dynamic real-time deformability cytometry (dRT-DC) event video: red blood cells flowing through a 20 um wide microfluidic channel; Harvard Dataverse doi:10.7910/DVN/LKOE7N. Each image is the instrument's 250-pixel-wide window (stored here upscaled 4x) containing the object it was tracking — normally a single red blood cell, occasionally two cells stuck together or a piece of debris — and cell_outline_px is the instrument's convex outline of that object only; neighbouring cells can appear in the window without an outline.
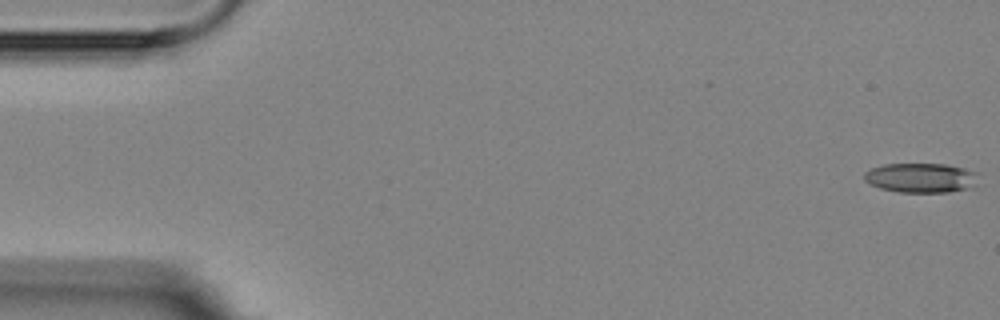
{"species": "Egyptian fruit bat (a non-hibernating species)", "species_latin": "Rousettus aegyptiacus", "temperature_condition": "room temperature", "stored_images_in_passage": 6, "camera_frame_rate_fps": 3000, "um_per_image_px": 0.085, "animal": {"sex": "female"}, "frame": {"image": 1, "passage_image": 1, "time_ms": 0.0, "image_size_px": [1000, 320], "cell_outline_px": [[980, 172], [968, 188], [948, 192], [900, 192], [880, 188], [864, 180], [864, 172], [872, 168], [884, 164], [944, 164], [964, 168]], "centroid_in_image_um": [78.25, 15.1], "position_along_channel_um": 6.8, "area_um2": 19.42}}
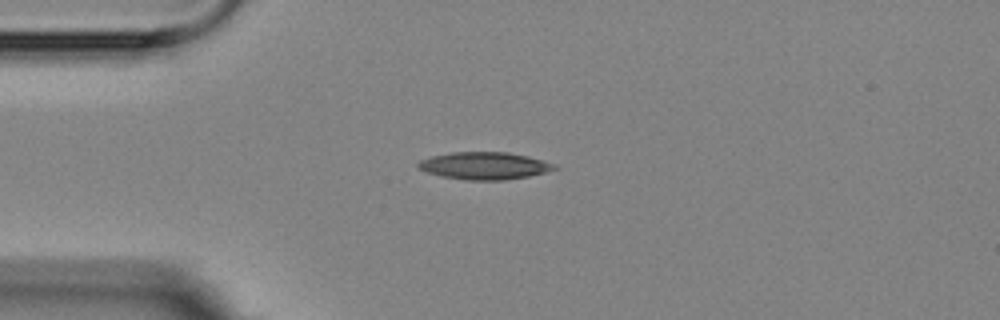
{"frame": {"image": 2, "passage_image": 5, "time_ms": 4.333, "image_size_px": [1000, 320], "cell_outline_px": [[560, 168], [528, 176], [504, 180], [468, 180], [440, 176], [416, 168], [416, 164], [420, 160], [432, 156], [452, 152], [508, 152], [528, 156], [544, 160], [556, 164]], "centroid_in_image_um": [41.18, 14.08], "position_along_channel_um": 43.8, "area_um2": 21.79}}